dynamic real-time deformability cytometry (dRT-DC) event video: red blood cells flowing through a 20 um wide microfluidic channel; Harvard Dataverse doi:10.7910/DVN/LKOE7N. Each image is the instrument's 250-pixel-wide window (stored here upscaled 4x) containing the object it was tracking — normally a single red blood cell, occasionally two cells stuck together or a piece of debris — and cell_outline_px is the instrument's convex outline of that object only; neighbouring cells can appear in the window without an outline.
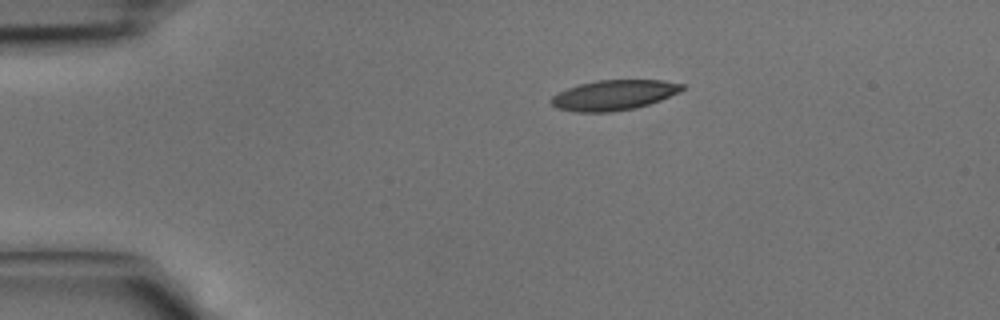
{"species": "common noctule bat (a hibernating species)", "species_latin": "Nyctalus noctula", "temperature_condition": "cold", "stored_images_in_passage": 6, "camera_frame_rate_fps": 3000, "um_per_image_px": 0.085, "animal": {"sex": "male", "body_mass_g": 15.6}, "frame": {"image": 1, "passage_image": 1, "time_ms": 0.0, "image_size_px": [1000, 320], "cell_outline_px": [[684, 88], [680, 92], [660, 100], [636, 108], [612, 112], [576, 112], [556, 108], [548, 100], [552, 96], [568, 88], [580, 84], [596, 80], [664, 80], [684, 84]], "centroid_in_image_um": [52.18, 8.08], "position_along_channel_um": 32.8, "area_um2": 23.06}}